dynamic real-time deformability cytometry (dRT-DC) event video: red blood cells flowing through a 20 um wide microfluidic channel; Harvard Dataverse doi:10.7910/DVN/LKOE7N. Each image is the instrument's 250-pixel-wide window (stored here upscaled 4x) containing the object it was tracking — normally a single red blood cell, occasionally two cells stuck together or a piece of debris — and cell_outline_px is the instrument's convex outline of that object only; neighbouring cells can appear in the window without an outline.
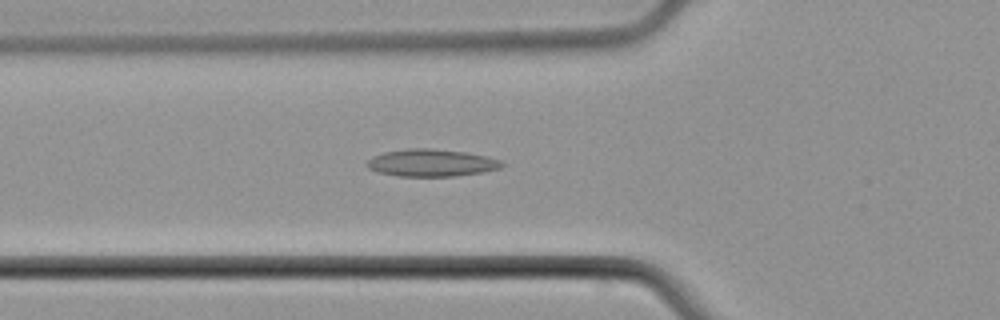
{"species": "common noctule bat (a hibernating species)", "species_latin": "Nyctalus noctula", "temperature_condition": "cold", "stored_images_in_passage": 50, "camera_frame_rate_fps": 3000, "um_per_image_px": 0.085, "animal": {"sex": "male", "body_mass_g": 21.5, "forearm_length_mm": 52.0}, "frame": {"image": 1, "passage_image": 18, "time_ms": 5.667, "image_size_px": [1000, 320], "cell_outline_px": [[504, 164], [500, 168], [484, 172], [456, 176], [396, 176], [376, 172], [368, 168], [364, 164], [372, 156], [384, 152], [408, 148], [432, 148], [468, 152], [500, 160]], "centroid_in_image_um": [36.63, 13.84], "position_along_channel_um": 89.2, "area_um2": 21.68}}
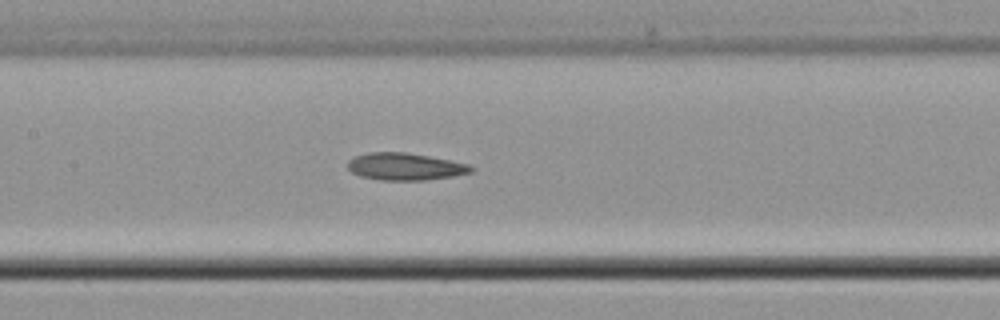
{"frame": {"image": 2, "passage_image": 24, "time_ms": 7.667, "image_size_px": [1000, 320], "cell_outline_px": [[476, 168], [472, 172], [452, 176], [424, 180], [380, 180], [360, 176], [352, 172], [348, 168], [348, 160], [356, 156], [368, 152], [404, 152], [428, 156], [468, 164]], "centroid_in_image_um": [34.42, 14.16], "position_along_channel_um": 173.0, "area_um2": 19.42}}
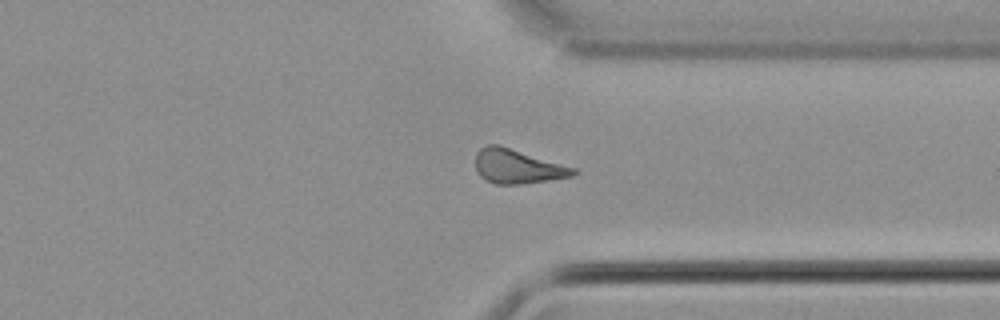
{"frame": {"image": 3, "passage_image": 38, "time_ms": 12.333, "image_size_px": [1000, 320], "cell_outline_px": [[576, 172], [572, 176], [520, 184], [496, 184], [480, 176], [476, 172], [476, 152], [480, 148], [488, 144], [500, 144], [576, 168]], "centroid_in_image_um": [43.95, 14.12], "position_along_channel_um": 367.4, "area_um2": 19.48}}